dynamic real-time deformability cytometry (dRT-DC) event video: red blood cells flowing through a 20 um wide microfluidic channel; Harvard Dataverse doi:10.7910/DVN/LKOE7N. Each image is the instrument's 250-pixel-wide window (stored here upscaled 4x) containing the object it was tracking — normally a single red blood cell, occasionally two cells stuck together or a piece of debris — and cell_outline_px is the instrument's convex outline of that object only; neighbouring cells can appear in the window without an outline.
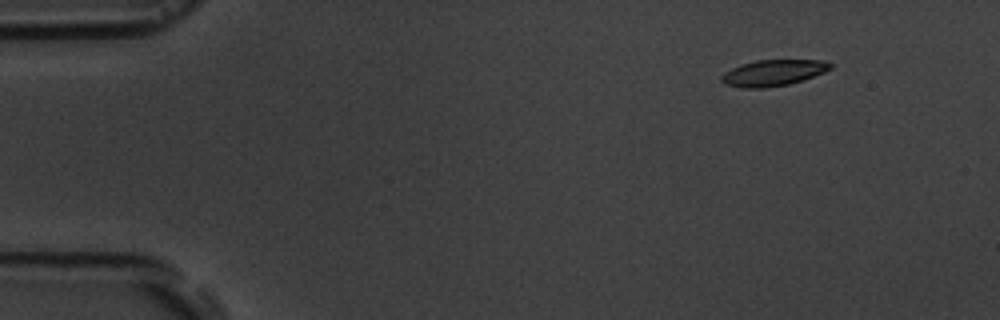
{"species": "common noctule bat (a hibernating species)", "species_latin": "Nyctalus noctula", "temperature_condition": "room temperature", "stored_images_in_passage": 5, "camera_frame_rate_fps": 3000, "um_per_image_px": 0.085, "animal": {"sex": "male", "body_mass_g": 19.5, "forearm_length_mm": 54.6}, "frame": {"image": 1, "passage_image": 1, "time_ms": 0.0, "image_size_px": [1000, 320], "cell_outline_px": [[832, 68], [824, 72], [788, 84], [764, 88], [740, 88], [724, 84], [720, 80], [720, 76], [724, 72], [740, 64], [756, 60], [820, 60], [832, 64]], "centroid_in_image_um": [65.65, 6.19], "position_along_channel_um": 19.4, "area_um2": 16.53}}
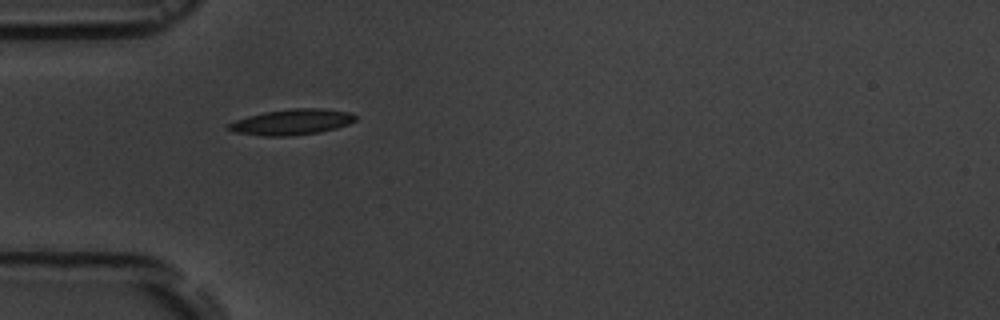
{"frame": {"image": 2, "passage_image": 4, "time_ms": 3.667, "image_size_px": [1000, 320], "cell_outline_px": [[356, 120], [348, 124], [336, 128], [320, 132], [292, 136], [264, 136], [236, 132], [228, 128], [228, 124], [236, 120], [248, 116], [264, 112], [292, 108], [320, 108], [348, 112], [356, 116]], "centroid_in_image_um": [24.82, 10.37], "position_along_channel_um": 60.2, "area_um2": 18.84}}
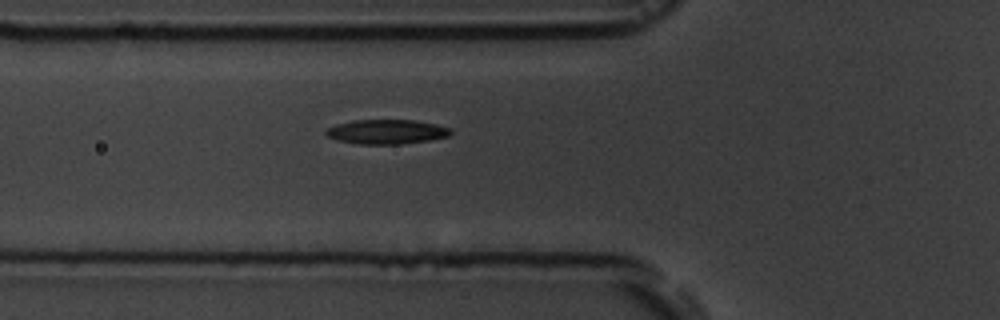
{"frame": {"image": 3, "passage_image": 5, "time_ms": 4.667, "image_size_px": [1000, 320], "cell_outline_px": [[452, 132], [448, 136], [428, 140], [400, 144], [356, 144], [336, 140], [328, 136], [324, 132], [328, 128], [336, 124], [356, 120], [416, 120], [436, 124], [452, 128]], "centroid_in_image_um": [32.86, 11.2], "position_along_channel_um": 92.9, "area_um2": 17.8}}